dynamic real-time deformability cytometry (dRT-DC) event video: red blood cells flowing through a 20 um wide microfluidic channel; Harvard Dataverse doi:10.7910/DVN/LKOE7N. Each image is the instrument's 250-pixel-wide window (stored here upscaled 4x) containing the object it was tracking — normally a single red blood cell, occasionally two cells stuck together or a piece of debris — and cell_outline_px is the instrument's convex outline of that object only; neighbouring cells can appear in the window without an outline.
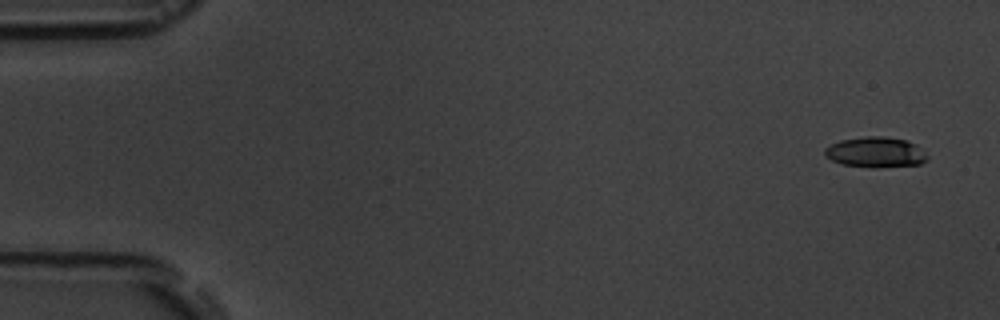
{"species": "common noctule bat (a hibernating species)", "species_latin": "Nyctalus noctula", "temperature_condition": "room temperature", "stored_images_in_passage": 4, "camera_frame_rate_fps": 3000, "um_per_image_px": 0.085, "animal": {"sex": "male", "body_mass_g": 19.5, "forearm_length_mm": 54.6}, "frame": {"image": 1, "passage_image": 1, "time_ms": 0.0, "image_size_px": [1000, 320], "cell_outline_px": [[928, 160], [920, 164], [876, 168], [844, 164], [832, 160], [824, 156], [824, 148], [840, 140], [868, 136], [880, 136], [908, 140], [916, 144], [928, 156]], "centroid_in_image_um": [74.44, 12.94], "position_along_channel_um": 10.6, "area_um2": 18.21}}
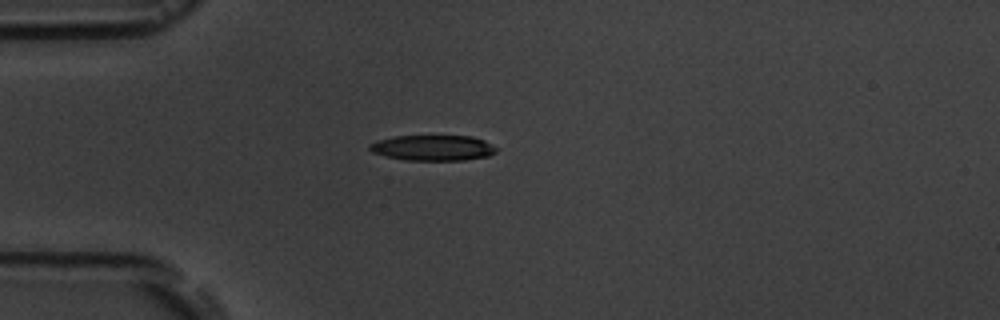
{"frame": {"image": 2, "passage_image": 4, "time_ms": 4.333, "image_size_px": [1000, 320], "cell_outline_px": [[496, 152], [488, 156], [464, 160], [404, 160], [384, 156], [372, 152], [368, 148], [368, 144], [376, 140], [396, 136], [472, 136], [484, 140], [496, 148]], "centroid_in_image_um": [36.75, 12.57], "position_along_channel_um": 48.2, "area_um2": 18.9}}